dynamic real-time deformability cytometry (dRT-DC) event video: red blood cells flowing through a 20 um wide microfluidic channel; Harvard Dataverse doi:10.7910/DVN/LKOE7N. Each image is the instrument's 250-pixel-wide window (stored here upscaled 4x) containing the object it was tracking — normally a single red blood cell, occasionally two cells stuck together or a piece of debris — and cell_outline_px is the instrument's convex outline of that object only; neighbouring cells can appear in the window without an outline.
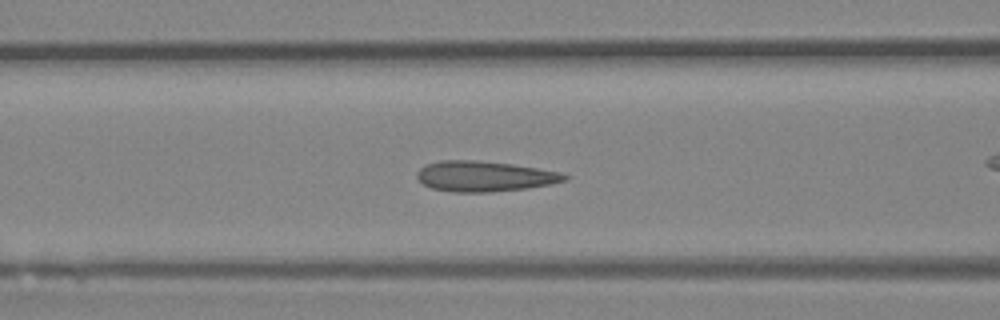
{"species": "Egyptian fruit bat (a non-hibernating species)", "species_latin": "Rousettus aegyptiacus", "temperature_condition": "room temperature", "stored_images_in_passage": 49, "camera_frame_rate_fps": 3000, "um_per_image_px": 0.085, "animal": {"sex": "female"}, "frame": {"image": 1, "passage_image": 19, "time_ms": 6.0, "image_size_px": [1000, 320], "cell_outline_px": [[568, 180], [552, 184], [528, 188], [492, 192], [452, 192], [432, 188], [424, 184], [416, 176], [416, 172], [424, 164], [440, 160], [476, 160], [512, 164], [560, 172], [568, 176]], "centroid_in_image_um": [41.16, 14.98], "position_along_channel_um": 125.4, "area_um2": 26.3}}
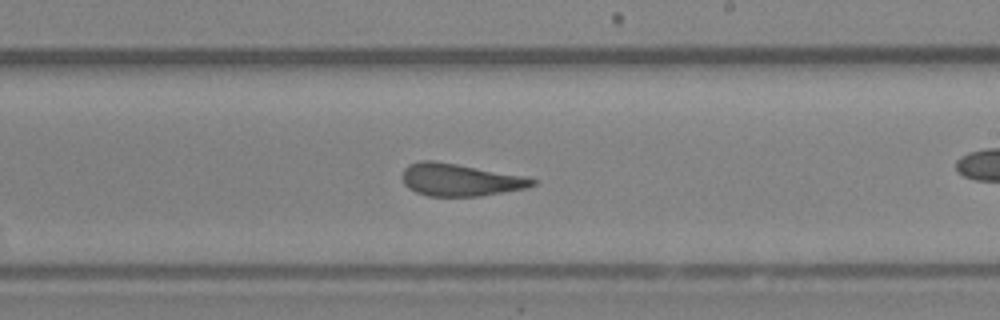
{"frame": {"image": 2, "passage_image": 28, "time_ms": 9.0, "image_size_px": [1000, 320], "cell_outline_px": [[536, 184], [528, 188], [480, 196], [428, 196], [416, 192], [408, 188], [404, 184], [400, 176], [404, 168], [408, 164], [420, 160], [432, 160], [456, 164], [524, 176], [536, 180]], "centroid_in_image_um": [39.06, 15.29], "position_along_channel_um": 249.9, "area_um2": 24.62}}
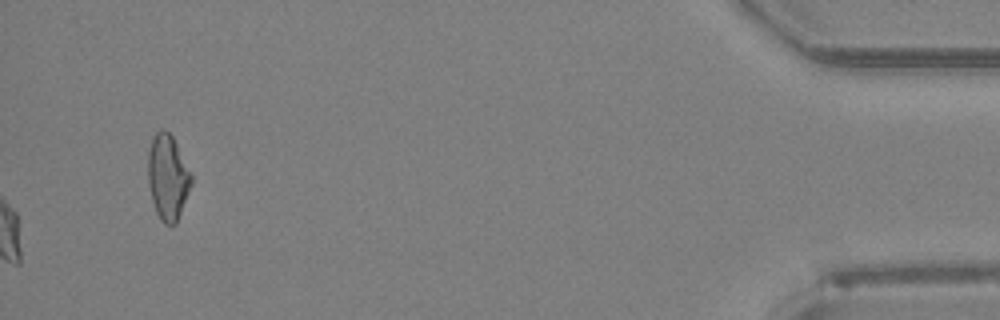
{"frame": {"image": 3, "passage_image": 49, "time_ms": 16.0, "image_size_px": [1000, 320], "cell_outline_px": [[192, 184], [176, 224], [164, 224], [160, 220], [156, 212], [152, 200], [148, 184], [148, 152], [152, 136], [156, 132], [164, 128], [172, 136], [192, 176]], "centroid_in_image_um": [14.24, 15.07], "position_along_channel_um": 421.0, "area_um2": 21.44}, "authors_computed_cell_mechanics": {"area_um2": 25.3164, "velocity_mm_per_s": 4.1768, "shape_relaxation_time_tau1_ms": 8.1172, "shape_relaxation_time_tau2_ms": 1.0994, "deformation_change_tau1": 0.2104, "deformation_change_tau2": 0.0835}}